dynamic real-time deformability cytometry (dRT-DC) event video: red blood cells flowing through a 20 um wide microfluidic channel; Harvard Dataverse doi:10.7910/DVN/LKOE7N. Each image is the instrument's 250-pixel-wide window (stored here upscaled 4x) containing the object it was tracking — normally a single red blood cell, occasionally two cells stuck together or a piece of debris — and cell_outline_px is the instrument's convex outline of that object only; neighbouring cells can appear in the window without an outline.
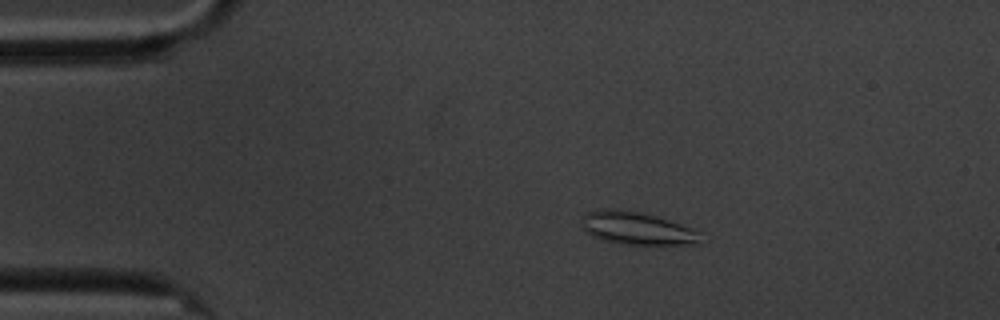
{"species": "common noctule bat (a hibernating species)", "species_latin": "Nyctalus noctula", "temperature_condition": "cold", "stored_images_in_passage": 58, "camera_frame_rate_fps": 3000, "um_per_image_px": 0.085, "animal": {"sex": "male", "body_mass_g": 20.1, "forearm_length_mm": 53.5}, "frame": {"image": 1, "passage_image": 10, "time_ms": 3.0, "image_size_px": [1000, 320], "cell_outline_px": [[708, 240], [700, 244], [620, 244], [604, 240], [592, 236], [580, 228], [584, 216], [588, 212], [596, 208], [612, 208], [640, 212], [656, 216], [692, 228], [700, 232]], "centroid_in_image_um": [54.18, 19.41], "position_along_channel_um": 30.8, "area_um2": 23.06}}
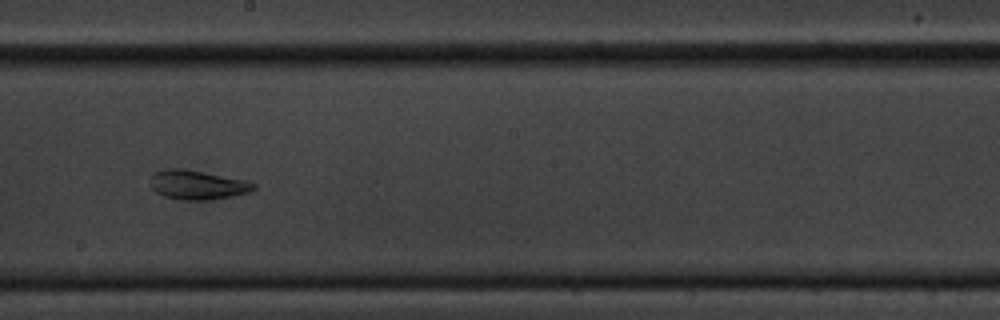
{"frame": {"image": 2, "passage_image": 32, "time_ms": 10.333, "image_size_px": [1000, 320], "cell_outline_px": [[256, 188], [248, 192], [232, 196], [212, 200], [184, 200], [164, 196], [156, 192], [152, 188], [152, 172], [164, 168], [180, 168], [244, 180], [256, 184]], "centroid_in_image_um": [16.75, 15.71], "position_along_channel_um": 231.4, "area_um2": 17.4}}
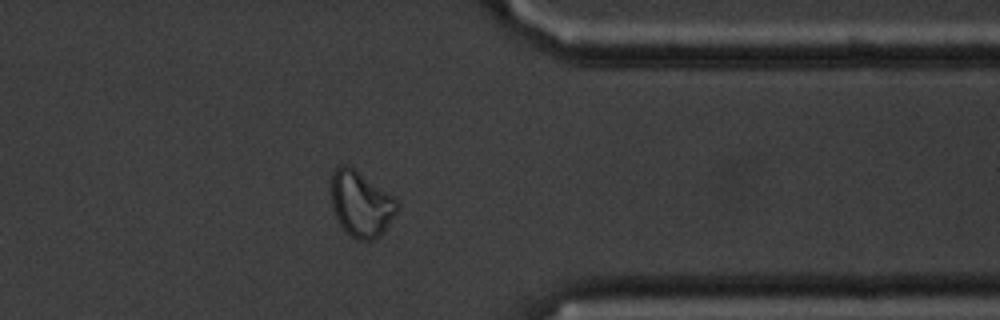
{"frame": {"image": 3, "passage_image": 46, "time_ms": 15.0, "image_size_px": [1000, 320], "cell_outline_px": [[400, 204], [396, 212], [380, 236], [372, 240], [356, 240], [340, 224], [332, 208], [332, 172], [340, 164], [348, 164], [392, 196]], "centroid_in_image_um": [30.67, 17.33], "position_along_channel_um": 380.7, "area_um2": 24.74}, "authors_computed_cell_mechanics": {"area_um2": 21.3282, "velocity_mm_per_s": 3.4036, "shape_relaxation_time_tau1_ms": null, "shape_relaxation_time_tau2_ms": 3.353, "deformation_change_tau1": null, "deformation_change_tau2": 0.1054}}